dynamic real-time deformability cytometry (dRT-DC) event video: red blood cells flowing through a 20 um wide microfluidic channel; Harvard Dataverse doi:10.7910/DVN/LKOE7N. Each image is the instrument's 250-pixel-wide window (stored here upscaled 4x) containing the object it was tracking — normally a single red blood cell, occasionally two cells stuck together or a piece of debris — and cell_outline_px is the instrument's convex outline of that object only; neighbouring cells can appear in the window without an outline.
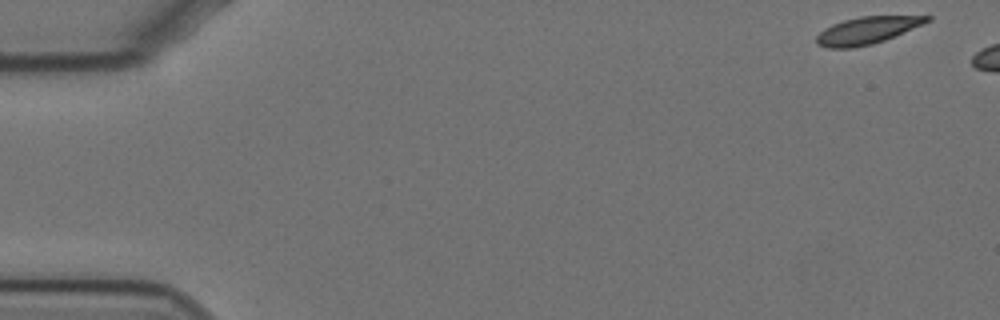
{"species": "Egyptian fruit bat (a non-hibernating species)", "species_latin": "Rousettus aegyptiacus", "temperature_condition": "cold", "stored_images_in_passage": 6, "camera_frame_rate_fps": 3000, "um_per_image_px": 0.085, "animal": {"sex": "female"}, "frame": {"image": 1, "passage_image": 1, "time_ms": 0.0, "image_size_px": [1000, 320], "cell_outline_px": [[932, 20], [924, 24], [884, 40], [872, 44], [852, 48], [828, 48], [816, 44], [816, 36], [824, 28], [832, 24], [844, 20], [860, 16], [932, 16]], "centroid_in_image_um": [73.69, 2.58], "position_along_channel_um": 11.3, "area_um2": 17.46}}